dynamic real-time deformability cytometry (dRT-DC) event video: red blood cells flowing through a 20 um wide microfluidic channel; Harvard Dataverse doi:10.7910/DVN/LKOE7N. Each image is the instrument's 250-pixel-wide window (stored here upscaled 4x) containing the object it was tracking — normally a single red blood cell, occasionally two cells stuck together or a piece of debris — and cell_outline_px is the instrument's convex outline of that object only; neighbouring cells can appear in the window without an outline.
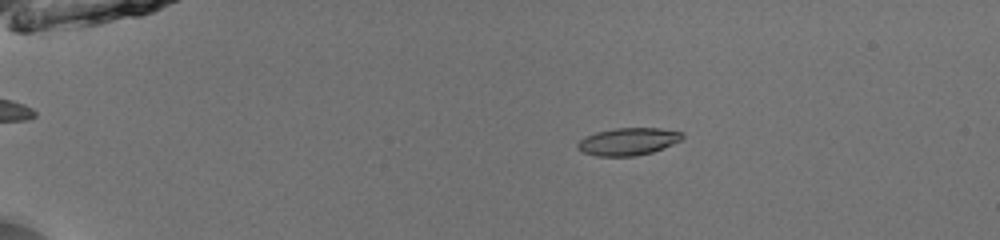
{"species": "common noctule bat (a hibernating species)", "species_latin": "Nyctalus noctula", "temperature_condition": "room temperature", "stored_images_in_passage": 53, "camera_frame_rate_fps": 3000, "um_per_image_px": 0.085, "animal": {"sex": "male", "body_mass_g": 13.0, "forearm_length_mm": 53.1}, "frame": {"image": 1, "passage_image": 12, "time_ms": 3.667, "image_size_px": [1000, 240], "cell_outline_px": [[684, 136], [680, 140], [672, 144], [652, 152], [636, 156], [596, 156], [584, 152], [576, 148], [576, 144], [584, 136], [596, 132], [616, 128], [660, 128], [684, 132]], "centroid_in_image_um": [53.38, 12.02], "position_along_channel_um": 31.6, "area_um2": 16.76}}
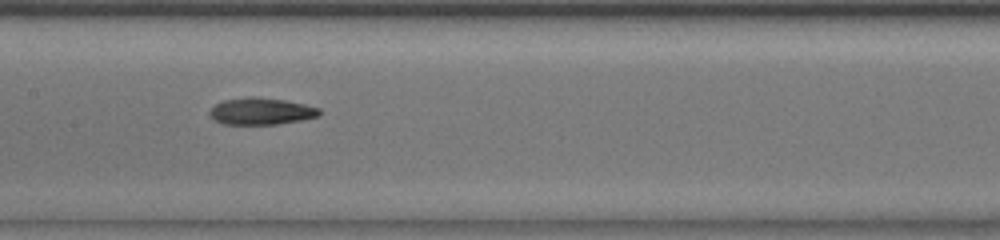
{"frame": {"image": 2, "passage_image": 29, "time_ms": 9.333, "image_size_px": [1000, 240], "cell_outline_px": [[320, 116], [300, 120], [276, 124], [224, 124], [216, 120], [208, 112], [216, 104], [224, 100], [252, 96], [256, 96], [284, 100], [304, 104], [320, 108]], "centroid_in_image_um": [22.22, 9.45], "position_along_channel_um": 185.2, "area_um2": 16.99}}
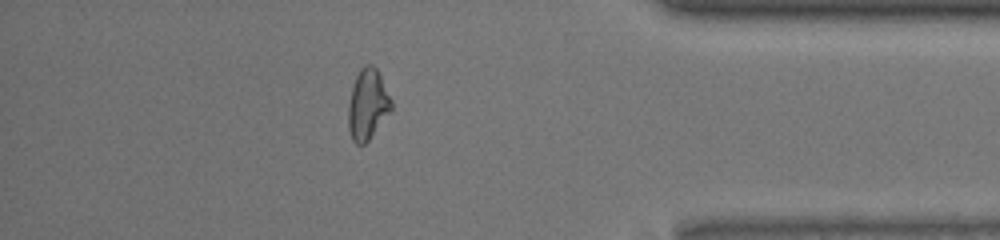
{"frame": {"image": 3, "passage_image": 47, "time_ms": 15.333, "image_size_px": [1000, 240], "cell_outline_px": [[392, 108], [368, 140], [364, 144], [356, 144], [352, 140], [348, 128], [348, 104], [352, 88], [356, 76], [360, 68], [364, 64], [372, 64], [376, 68], [392, 100]], "centroid_in_image_um": [31.23, 8.86], "position_along_channel_um": 404.0, "area_um2": 17.46}, "authors_computed_cell_mechanics": {"area_um2": 16.9932, "velocity_mm_per_s": 4.0015, "shape_relaxation_time_tau1_ms": 7.8787, "shape_relaxation_time_tau2_ms": 2.935, "deformation_change_tau1": 0.2375, "deformation_change_tau2": 0.115}}